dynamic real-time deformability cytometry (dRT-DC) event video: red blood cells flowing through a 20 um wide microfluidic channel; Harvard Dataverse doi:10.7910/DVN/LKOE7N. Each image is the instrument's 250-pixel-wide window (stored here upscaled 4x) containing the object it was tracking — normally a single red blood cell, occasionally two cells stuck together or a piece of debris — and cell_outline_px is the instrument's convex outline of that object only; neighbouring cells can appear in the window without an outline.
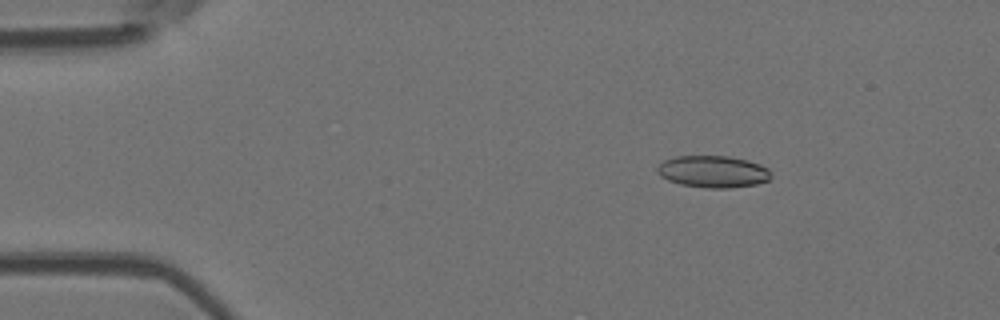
{"species": "Egyptian fruit bat (a non-hibernating species)", "species_latin": "Rousettus aegyptiacus", "temperature_condition": "room temperature", "stored_images_in_passage": 5, "camera_frame_rate_fps": 3000, "um_per_image_px": 0.085, "animal": {"sex": "female"}, "frame": {"image": 1, "passage_image": 3, "time_ms": 2.333, "image_size_px": [1000, 320], "cell_outline_px": [[772, 176], [768, 180], [756, 184], [728, 188], [708, 188], [680, 184], [668, 180], [660, 176], [656, 172], [656, 168], [664, 160], [676, 156], [728, 156], [748, 160], [760, 164], [768, 168]], "centroid_in_image_um": [60.6, 14.58], "position_along_channel_um": 24.4, "area_um2": 21.21}}